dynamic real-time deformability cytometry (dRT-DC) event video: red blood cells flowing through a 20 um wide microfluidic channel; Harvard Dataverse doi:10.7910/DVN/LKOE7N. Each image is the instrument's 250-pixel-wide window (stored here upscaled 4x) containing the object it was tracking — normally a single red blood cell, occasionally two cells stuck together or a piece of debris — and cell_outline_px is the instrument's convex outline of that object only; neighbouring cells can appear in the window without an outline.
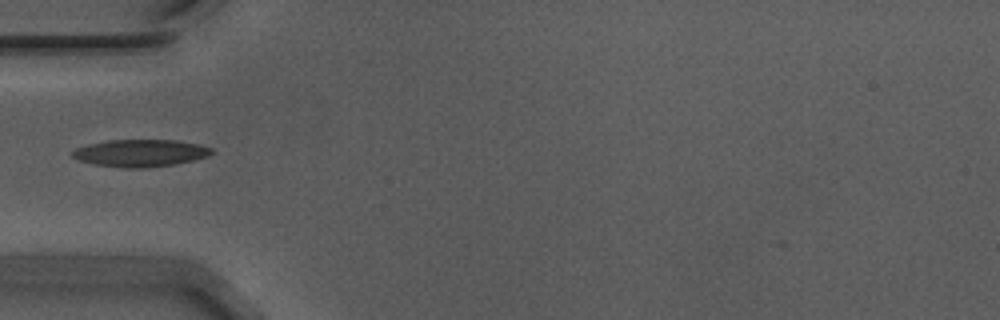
{"species": "Egyptian fruit bat (a non-hibernating species)", "species_latin": "Rousettus aegyptiacus", "temperature_condition": "warm", "stored_images_in_passage": 42, "camera_frame_rate_fps": 3000, "um_per_image_px": 0.085, "animal": {"sex": "male"}, "frame": {"image": 1, "passage_image": 5, "time_ms": 1.333, "image_size_px": [1000, 320], "cell_outline_px": [[212, 152], [208, 156], [192, 160], [172, 164], [144, 168], [124, 168], [92, 164], [80, 160], [72, 156], [72, 152], [76, 148], [88, 144], [108, 140], [176, 140], [200, 144], [212, 148]], "centroid_in_image_um": [11.92, 13.0], "position_along_channel_um": 73.1, "area_um2": 21.96}}
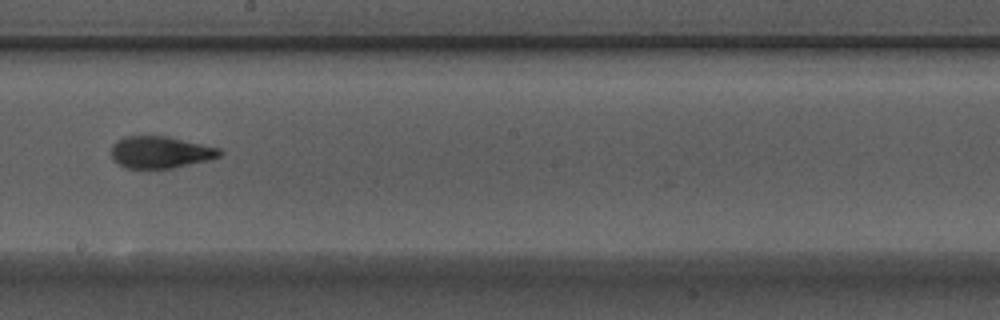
{"frame": {"image": 2, "passage_image": 18, "time_ms": 5.667, "image_size_px": [1000, 320], "cell_outline_px": [[224, 152], [220, 156], [208, 160], [172, 168], [124, 168], [112, 160], [112, 144], [116, 140], [124, 136], [168, 136], [220, 148]], "centroid_in_image_um": [13.62, 12.93], "position_along_channel_um": 234.6, "area_um2": 20.29}}
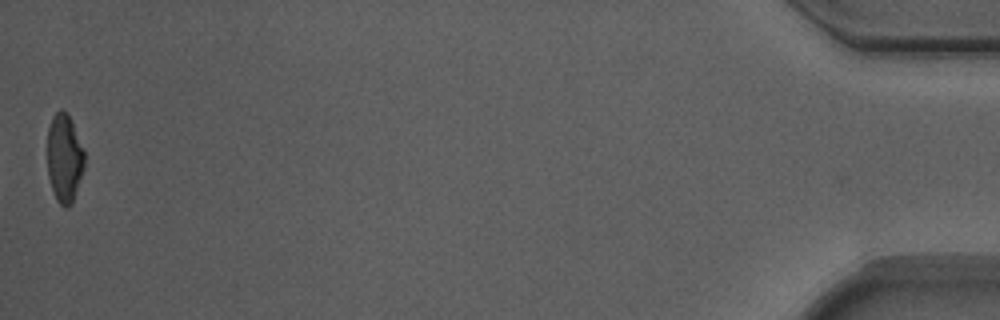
{"frame": {"image": 3, "passage_image": 42, "time_ms": 13.667, "image_size_px": [1000, 320], "cell_outline_px": [[84, 168], [72, 204], [68, 208], [64, 208], [56, 200], [48, 176], [48, 128], [52, 116], [60, 108], [68, 112], [72, 120], [84, 152]], "centroid_in_image_um": [5.47, 13.43], "position_along_channel_um": 429.7, "area_um2": 19.25}, "authors_computed_cell_mechanics": {"area_um2": 20.2589, "velocity_mm_per_s": 3.7176, "shape_relaxation_time_tau1_ms": 6.7025, "shape_relaxation_time_tau2_ms": 2.1632, "deformation_change_tau1": 0.2237, "deformation_change_tau2": 0.0922}}